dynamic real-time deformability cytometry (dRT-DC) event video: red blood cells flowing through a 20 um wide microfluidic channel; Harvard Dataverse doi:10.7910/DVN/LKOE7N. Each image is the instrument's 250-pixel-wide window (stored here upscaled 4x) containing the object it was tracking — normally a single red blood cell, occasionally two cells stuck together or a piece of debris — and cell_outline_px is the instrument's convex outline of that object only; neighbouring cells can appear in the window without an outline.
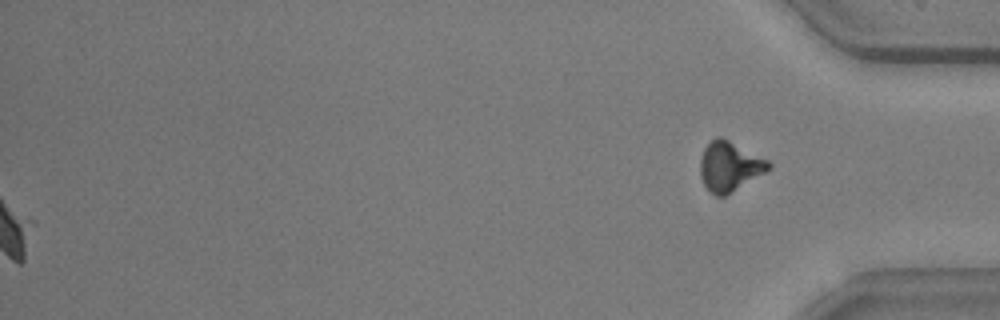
{"species": "common noctule bat (a hibernating species)", "species_latin": "Nyctalus noctula", "temperature_condition": "warm", "stored_images_in_passage": 57, "segment_of_instrument_passage": [2, 2], "camera_frame_rate_fps": 3000, "um_per_image_px": 0.085, "animal": {"sex": "male", "body_mass_g": 20.5, "forearm_length_mm": 52.5}, "frame": {"image": 1, "passage_image": 57, "time_ms": 18.667, "image_size_px": [1000, 320], "cell_outline_px": [[772, 168], [724, 196], [716, 196], [708, 192], [700, 176], [700, 160], [704, 148], [716, 136], [720, 136], [768, 160], [772, 164]], "centroid_in_image_um": [61.99, 14.15], "position_along_channel_um": 373.2, "area_um2": 19.59}}